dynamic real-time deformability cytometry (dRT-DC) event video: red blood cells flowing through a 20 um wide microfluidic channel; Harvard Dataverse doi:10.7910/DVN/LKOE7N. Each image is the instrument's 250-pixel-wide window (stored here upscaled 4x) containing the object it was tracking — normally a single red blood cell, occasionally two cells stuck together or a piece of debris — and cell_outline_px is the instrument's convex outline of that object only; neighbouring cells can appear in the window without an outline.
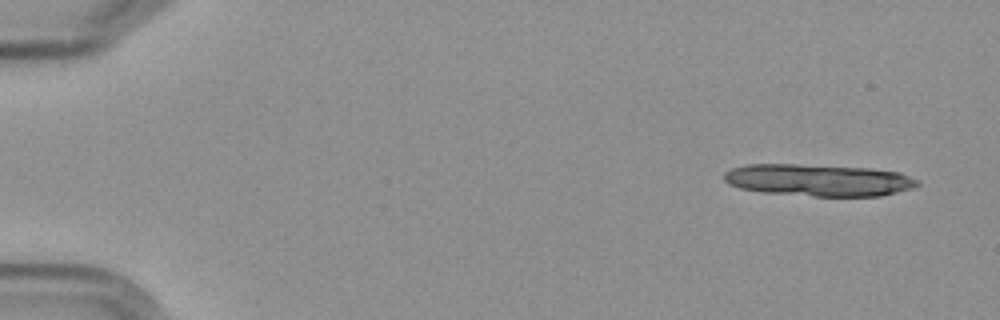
{"species": "Egyptian fruit bat (a non-hibernating species)", "species_latin": "Rousettus aegyptiacus", "temperature_condition": "cold", "stored_images_in_passage": 5, "camera_frame_rate_fps": 3000, "um_per_image_px": 0.085, "frame": {"image": 1, "passage_image": 1, "time_ms": 0.0, "image_size_px": [1000, 320], "cell_outline_px": [[920, 184], [916, 188], [880, 196], [812, 196], [764, 192], [740, 188], [728, 184], [724, 180], [724, 172], [732, 168], [744, 164], [796, 164], [868, 168], [900, 172], [916, 180]], "centroid_in_image_um": [69.57, 15.31], "position_along_channel_um": 15.4, "area_um2": 36.13}}